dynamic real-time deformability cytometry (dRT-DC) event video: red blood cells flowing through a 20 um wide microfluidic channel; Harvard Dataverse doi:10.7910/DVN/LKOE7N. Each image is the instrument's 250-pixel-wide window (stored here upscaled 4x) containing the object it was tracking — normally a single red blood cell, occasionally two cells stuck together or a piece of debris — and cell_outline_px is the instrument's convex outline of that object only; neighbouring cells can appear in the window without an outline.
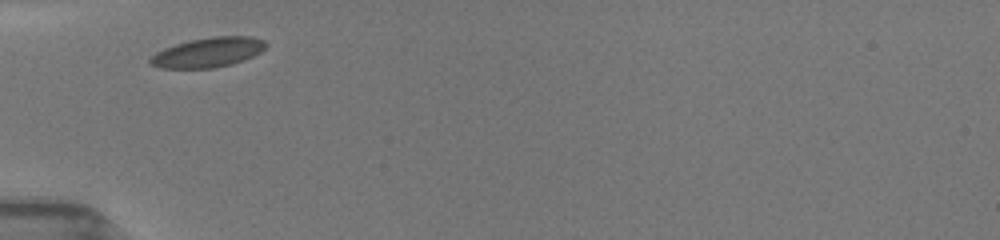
{"species": "common noctule bat (a hibernating species)", "species_latin": "Nyctalus noctula", "temperature_condition": "room temperature", "stored_images_in_passage": 5, "camera_frame_rate_fps": 3000, "um_per_image_px": 0.085, "animal": {"sex": "female", "body_mass_g": 19.5, "forearm_length_mm": 54.1}, "frame": {"image": 1, "passage_image": 1, "time_ms": 0.0, "image_size_px": [1000, 240], "cell_outline_px": [[268, 44], [260, 52], [244, 60], [232, 64], [212, 68], [160, 68], [148, 64], [148, 60], [156, 52], [164, 48], [176, 44], [192, 40], [212, 36], [252, 36], [264, 40]], "centroid_in_image_um": [17.68, 4.45], "position_along_channel_um": 67.3, "area_um2": 20.06}}
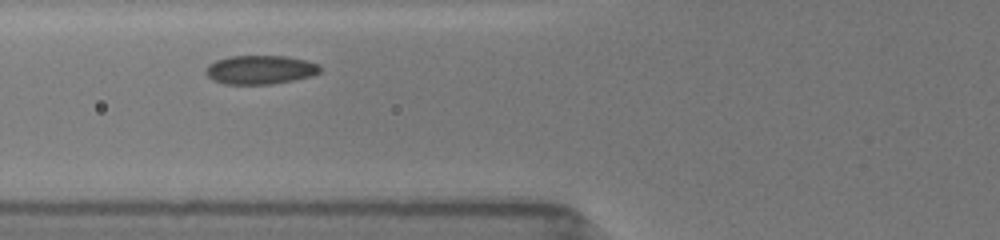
{"frame": {"image": 2, "passage_image": 2, "time_ms": 1.0, "image_size_px": [1000, 240], "cell_outline_px": [[320, 72], [312, 76], [272, 84], [224, 84], [212, 80], [204, 72], [208, 64], [216, 60], [228, 56], [288, 56], [308, 60], [316, 64], [320, 68]], "centroid_in_image_um": [22.09, 5.92], "position_along_channel_um": 103.7, "area_um2": 19.31}}
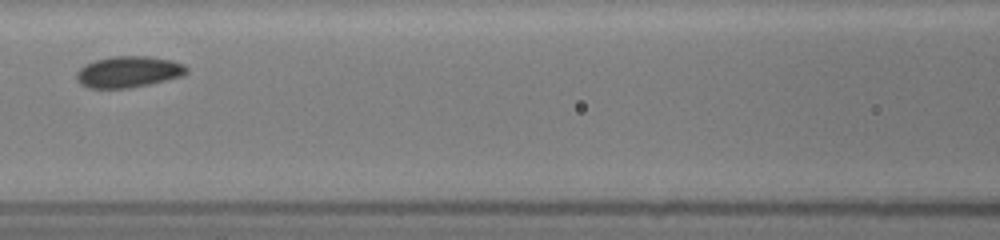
{"frame": {"image": 3, "passage_image": 4, "time_ms": 2.333, "image_size_px": [1000, 240], "cell_outline_px": [[188, 72], [184, 76], [132, 88], [88, 88], [80, 84], [76, 80], [76, 72], [84, 64], [96, 60], [112, 56], [148, 56], [172, 60], [184, 64], [188, 68]], "centroid_in_image_um": [10.93, 6.11], "position_along_channel_um": 155.7, "area_um2": 20.35}}